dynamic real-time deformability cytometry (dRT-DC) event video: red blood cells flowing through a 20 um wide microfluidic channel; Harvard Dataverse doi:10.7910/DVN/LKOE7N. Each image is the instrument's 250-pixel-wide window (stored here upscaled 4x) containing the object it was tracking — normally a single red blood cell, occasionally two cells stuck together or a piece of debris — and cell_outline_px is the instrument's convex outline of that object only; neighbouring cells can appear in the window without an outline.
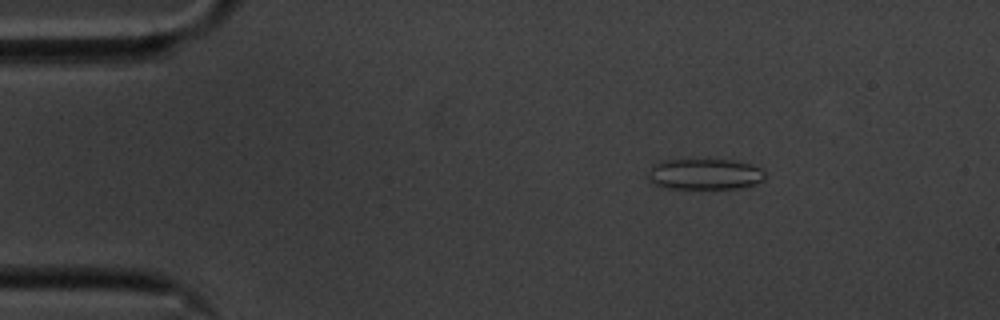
{"species": "common noctule bat (a hibernating species)", "species_latin": "Nyctalus noctula", "temperature_condition": "cold", "stored_images_in_passage": 48, "camera_frame_rate_fps": 3000, "um_per_image_px": 0.085, "animal": {"sex": "male", "body_mass_g": 20.1, "forearm_length_mm": 53.5}, "frame": {"image": 1, "passage_image": 1, "time_ms": 0.0, "image_size_px": [1000, 320], "cell_outline_px": [[764, 180], [756, 184], [740, 188], [668, 188], [652, 184], [648, 180], [648, 176], [652, 164], [660, 160], [736, 160], [752, 164], [760, 168], [764, 172]], "centroid_in_image_um": [59.89, 14.8], "position_along_channel_um": 25.1, "area_um2": 21.21}}
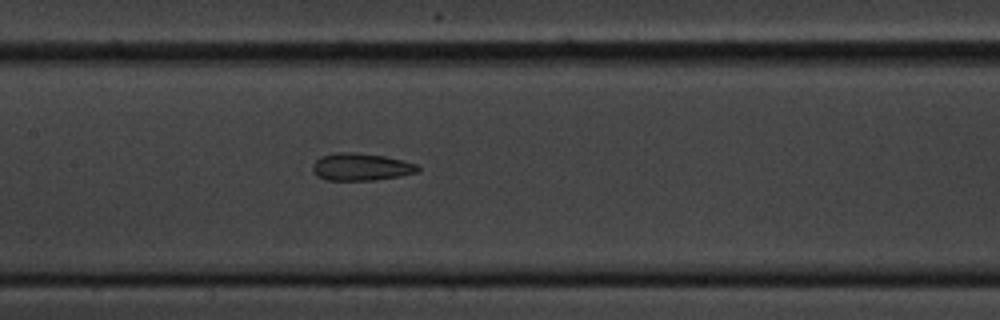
{"frame": {"image": 2, "passage_image": 19, "time_ms": 6.0, "image_size_px": [1000, 320], "cell_outline_px": [[420, 172], [400, 176], [376, 180], [328, 180], [316, 176], [312, 172], [312, 164], [320, 156], [336, 152], [352, 152], [384, 156], [404, 160], [416, 164], [420, 168]], "centroid_in_image_um": [30.68, 14.19], "position_along_channel_um": 176.7, "area_um2": 16.99}}
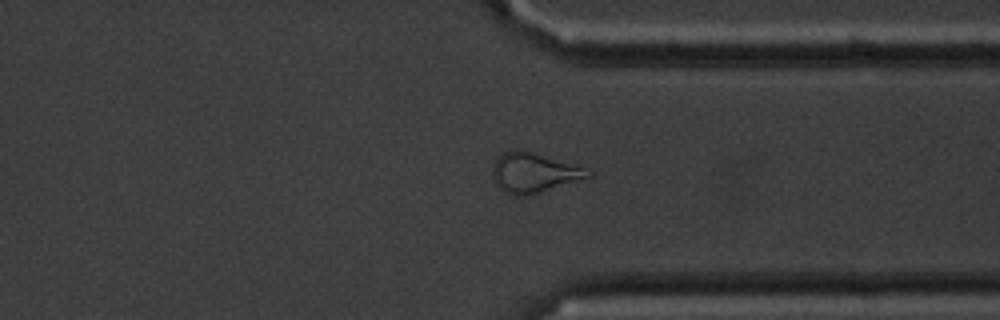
{"frame": {"image": 3, "passage_image": 35, "time_ms": 11.333, "image_size_px": [1000, 320], "cell_outline_px": [[592, 176], [528, 196], [516, 196], [504, 192], [496, 184], [492, 176], [492, 168], [496, 160], [504, 152], [512, 148], [524, 148], [584, 168], [592, 172]], "centroid_in_image_um": [45.34, 14.66], "position_along_channel_um": 366.1, "area_um2": 22.31}, "authors_computed_cell_mechanics": {"area_um2": 18.8139, "velocity_mm_per_s": 3.5603, "shape_relaxation_time_tau1_ms": null, "shape_relaxation_time_tau2_ms": 2.5411, "deformation_change_tau1": null, "deformation_change_tau2": 0.1035}}